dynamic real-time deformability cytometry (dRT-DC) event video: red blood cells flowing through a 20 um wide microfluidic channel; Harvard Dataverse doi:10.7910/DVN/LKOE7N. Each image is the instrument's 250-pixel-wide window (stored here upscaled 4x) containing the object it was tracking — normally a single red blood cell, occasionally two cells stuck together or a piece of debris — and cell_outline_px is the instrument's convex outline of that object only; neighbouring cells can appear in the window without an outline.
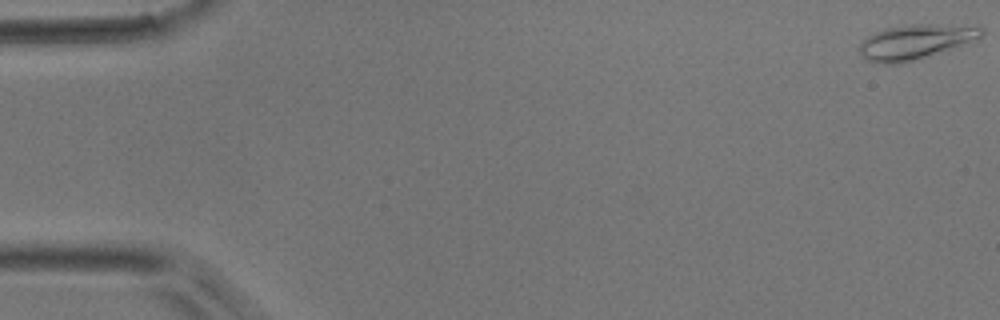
{"species": "common noctule bat (a hibernating species)", "species_latin": "Nyctalus noctula", "temperature_condition": "room temperature", "stored_images_in_passage": 51, "camera_frame_rate_fps": 3000, "um_per_image_px": 0.085, "animal": {"sex": "male", "body_mass_g": 17.9}, "frame": {"image": 1, "passage_image": 1, "time_ms": 0.0, "image_size_px": [1000, 320], "cell_outline_px": [[984, 32], [980, 36], [952, 48], [912, 60], [892, 64], [884, 64], [864, 60], [860, 52], [860, 44], [872, 32], [884, 28], [912, 24], [980, 24], [984, 28]], "centroid_in_image_um": [77.82, 3.51], "position_along_channel_um": 7.2, "area_um2": 24.62}}
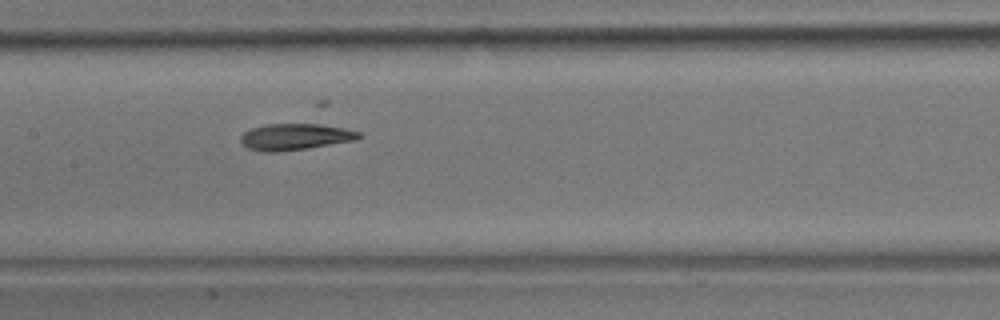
{"frame": {"image": 2, "passage_image": 25, "time_ms": 8.0, "image_size_px": [1000, 320], "cell_outline_px": [[364, 136], [356, 140], [304, 148], [276, 152], [264, 152], [248, 148], [240, 140], [240, 136], [244, 132], [252, 128], [268, 124], [320, 124], [344, 128], [360, 132]], "centroid_in_image_um": [25.1, 11.62], "position_along_channel_um": 182.3, "area_um2": 17.98}}
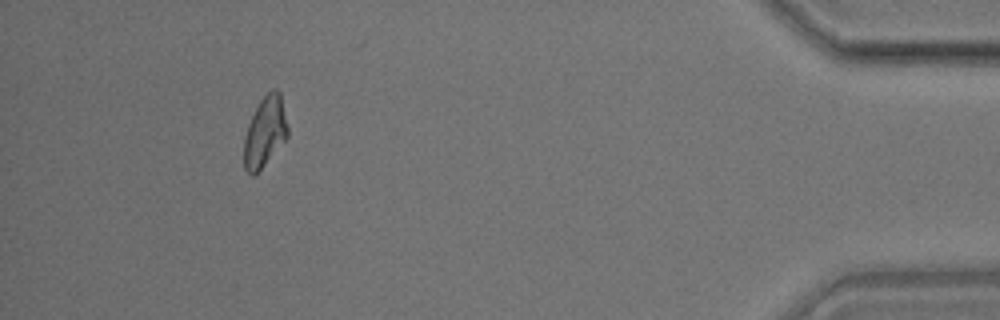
{"frame": {"image": 3, "passage_image": 47, "time_ms": 15.333, "image_size_px": [1000, 320], "cell_outline_px": [[288, 136], [264, 164], [252, 176], [244, 168], [244, 136], [248, 124], [260, 100], [272, 88], [276, 88], [280, 92], [288, 128]], "centroid_in_image_um": [22.51, 11.17], "position_along_channel_um": 412.7, "area_um2": 17.57}}